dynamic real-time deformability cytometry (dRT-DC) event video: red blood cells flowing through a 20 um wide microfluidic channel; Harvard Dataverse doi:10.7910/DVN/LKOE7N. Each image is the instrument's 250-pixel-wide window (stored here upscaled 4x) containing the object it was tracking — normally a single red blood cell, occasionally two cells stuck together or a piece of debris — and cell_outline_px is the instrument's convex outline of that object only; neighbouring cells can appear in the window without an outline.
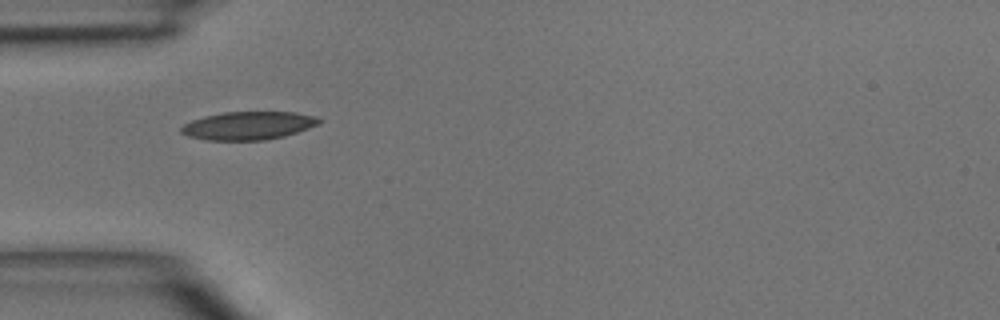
{"species": "common noctule bat (a hibernating species)", "species_latin": "Nyctalus noctula", "temperature_condition": "room temperature", "stored_images_in_passage": 23, "camera_frame_rate_fps": 3000, "um_per_image_px": 0.085, "animal": {"sex": "male", "body_mass_g": 15.6}, "frame": {"image": 1, "passage_image": 1, "time_ms": 0.0, "image_size_px": [1000, 320], "cell_outline_px": [[324, 120], [320, 124], [284, 136], [264, 140], [208, 140], [188, 136], [180, 132], [180, 128], [184, 124], [192, 120], [204, 116], [224, 112], [296, 112], [316, 116]], "centroid_in_image_um": [21.13, 10.67], "position_along_channel_um": 63.9, "area_um2": 22.66}}
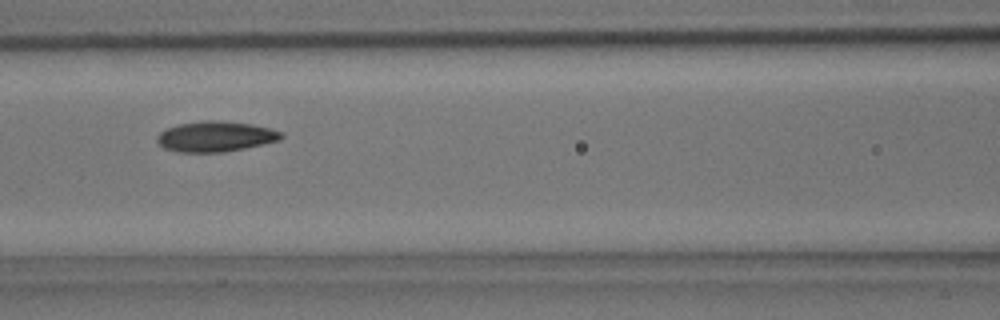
{"frame": {"image": 2, "passage_image": 7, "time_ms": 2.0, "image_size_px": [1000, 320], "cell_outline_px": [[284, 136], [280, 140], [264, 144], [224, 152], [176, 152], [164, 148], [156, 140], [156, 136], [160, 132], [176, 124], [200, 120], [220, 120], [252, 124], [268, 128], [280, 132]], "centroid_in_image_um": [18.29, 11.59], "position_along_channel_um": 148.3, "area_um2": 22.14}}
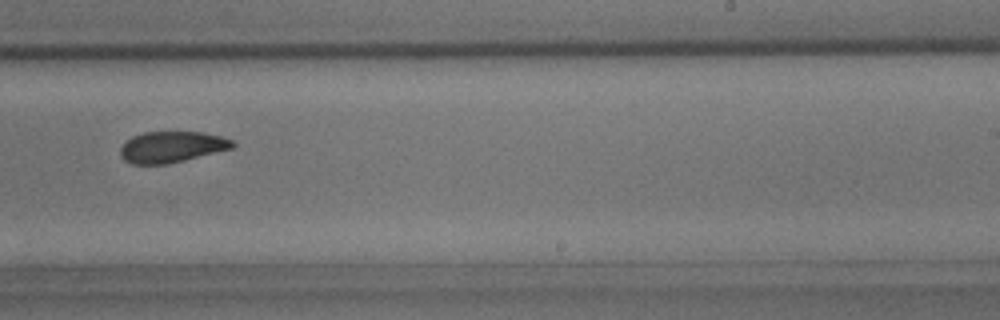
{"frame": {"image": 3, "passage_image": 16, "time_ms": 5.0, "image_size_px": [1000, 320], "cell_outline_px": [[236, 144], [232, 148], [168, 164], [132, 164], [124, 160], [120, 156], [120, 148], [132, 136], [144, 132], [204, 132], [220, 136], [232, 140]], "centroid_in_image_um": [14.58, 12.49], "position_along_channel_um": 274.4, "area_um2": 20.23}}